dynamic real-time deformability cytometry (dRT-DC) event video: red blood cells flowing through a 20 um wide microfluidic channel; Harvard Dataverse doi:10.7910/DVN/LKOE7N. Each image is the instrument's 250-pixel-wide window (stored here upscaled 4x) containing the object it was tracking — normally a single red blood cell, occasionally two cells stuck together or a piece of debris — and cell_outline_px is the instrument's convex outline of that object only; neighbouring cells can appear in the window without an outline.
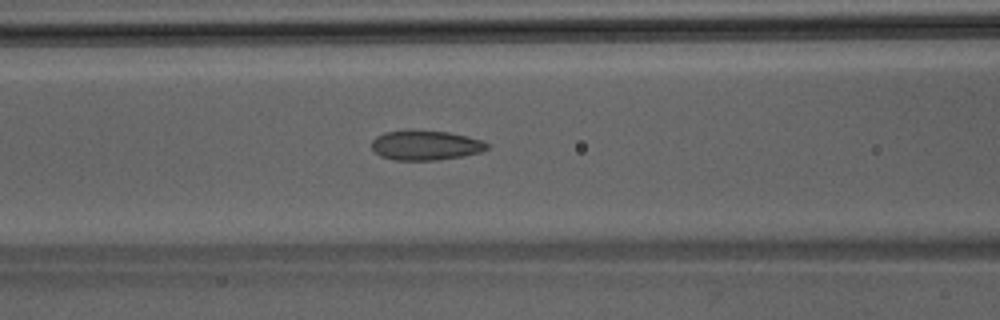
{"species": "Egyptian fruit bat (a non-hibernating species)", "species_latin": "Rousettus aegyptiacus", "temperature_condition": "room temperature", "stored_images_in_passage": 41, "camera_frame_rate_fps": 3000, "um_per_image_px": 0.085, "animal": {"sex": "male"}, "frame": {"image": 1, "passage_image": 14, "time_ms": 4.333, "image_size_px": [1000, 320], "cell_outline_px": [[488, 148], [480, 152], [464, 156], [436, 160], [396, 160], [380, 156], [372, 148], [372, 140], [376, 136], [384, 132], [408, 128], [412, 128], [448, 132], [468, 136], [480, 140], [488, 144]], "centroid_in_image_um": [36.14, 12.32], "position_along_channel_um": 130.5, "area_um2": 20.4}}
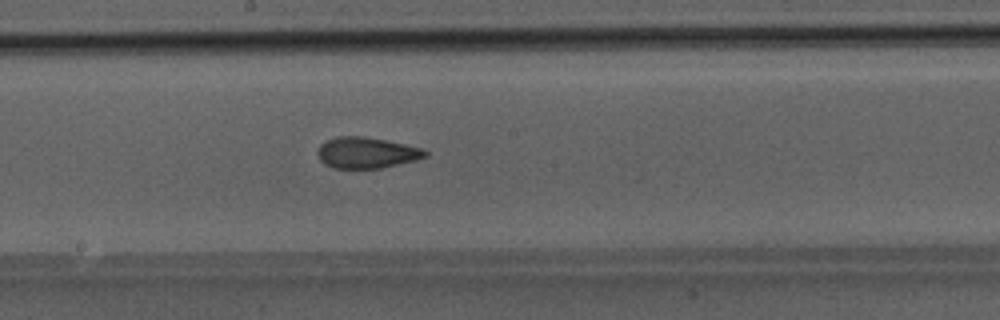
{"frame": {"image": 2, "passage_image": 20, "time_ms": 6.333, "image_size_px": [1000, 320], "cell_outline_px": [[428, 156], [416, 160], [380, 168], [332, 168], [324, 164], [320, 160], [316, 152], [320, 144], [336, 136], [364, 136], [404, 144], [420, 148], [428, 152]], "centroid_in_image_um": [31.12, 12.98], "position_along_channel_um": 217.1, "area_um2": 19.42}}
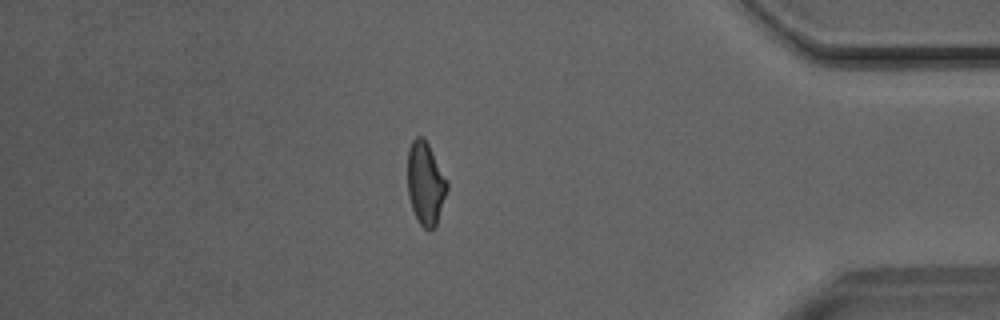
{"frame": {"image": 3, "passage_image": 35, "time_ms": 11.333, "image_size_px": [1000, 320], "cell_outline_px": [[448, 188], [436, 228], [424, 228], [420, 224], [412, 208], [408, 196], [408, 148], [412, 140], [416, 136], [424, 136], [448, 184]], "centroid_in_image_um": [36.16, 15.59], "position_along_channel_um": 399.0, "area_um2": 18.9}}